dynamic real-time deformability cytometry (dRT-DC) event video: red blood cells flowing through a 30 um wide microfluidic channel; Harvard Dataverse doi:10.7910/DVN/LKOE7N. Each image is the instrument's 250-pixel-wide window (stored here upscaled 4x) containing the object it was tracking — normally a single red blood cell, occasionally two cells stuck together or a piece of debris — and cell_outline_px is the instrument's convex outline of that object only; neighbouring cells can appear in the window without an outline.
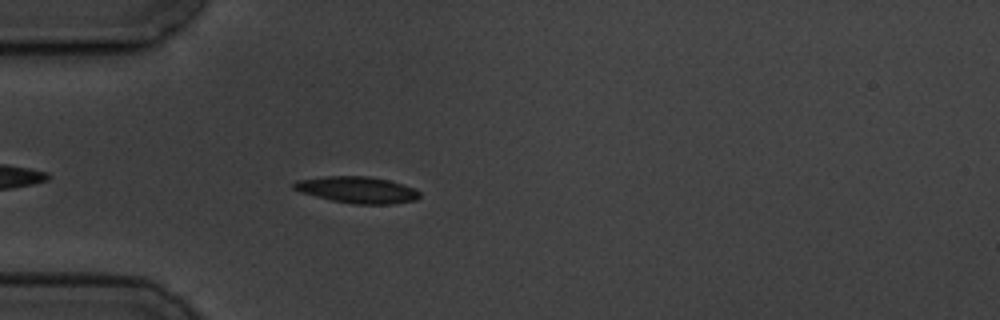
{"species": "common noctule bat (a hibernating species)", "species_latin": "Nyctalus noctula", "temperature_condition": "cold", "stored_images_in_passage": 4, "camera_frame_rate_fps": 3000, "um_per_image_px": 0.085, "animal": {"sex": "male", "body_mass_g": 19.5, "forearm_length_mm": 54.6}, "frame": {"image": 1, "passage_image": 4, "time_ms": 5.0, "image_size_px": [1000, 320], "cell_outline_px": [[420, 196], [416, 200], [392, 204], [356, 204], [332, 200], [300, 192], [292, 188], [292, 184], [296, 180], [324, 176], [368, 176], [388, 180], [404, 184], [420, 192]], "centroid_in_image_um": [30.35, 16.13], "position_along_channel_um": 54.6, "area_um2": 19.42}}